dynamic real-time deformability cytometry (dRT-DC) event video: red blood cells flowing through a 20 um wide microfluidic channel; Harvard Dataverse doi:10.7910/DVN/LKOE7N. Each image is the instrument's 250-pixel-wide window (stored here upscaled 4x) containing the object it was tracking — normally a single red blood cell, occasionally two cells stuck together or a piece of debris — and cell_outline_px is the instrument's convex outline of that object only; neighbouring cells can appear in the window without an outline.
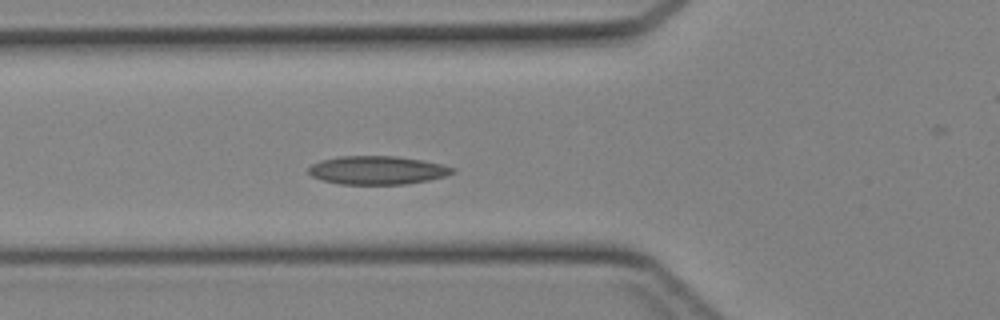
{"species": "Egyptian fruit bat (a non-hibernating species)", "species_latin": "Rousettus aegyptiacus", "temperature_condition": "cold", "stored_images_in_passage": 36, "camera_frame_rate_fps": 3000, "um_per_image_px": 0.085, "animal": {"sex": "female"}, "frame": {"image": 1, "passage_image": 7, "time_ms": 2.0, "image_size_px": [1000, 320], "cell_outline_px": [[456, 172], [444, 176], [428, 180], [404, 184], [340, 184], [324, 180], [312, 176], [308, 172], [308, 168], [312, 164], [320, 160], [340, 156], [396, 156], [420, 160], [440, 164], [456, 168]], "centroid_in_image_um": [32.06, 14.46], "position_along_channel_um": 93.7, "area_um2": 23.7}}
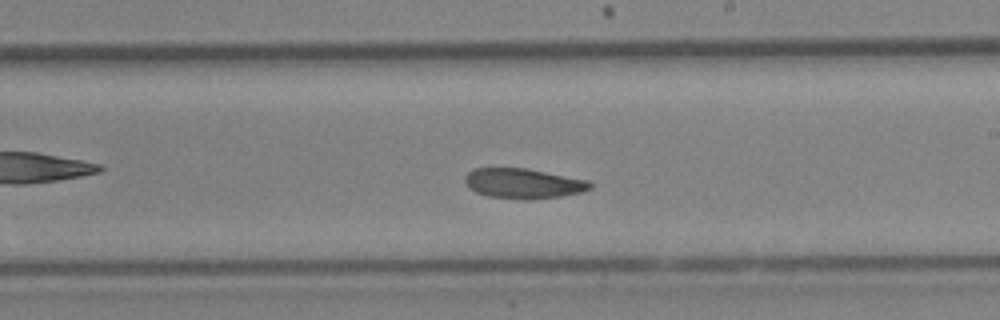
{"frame": {"image": 2, "passage_image": 17, "time_ms": 5.333, "image_size_px": [1000, 320], "cell_outline_px": [[592, 188], [584, 192], [560, 196], [532, 200], [520, 200], [488, 196], [476, 192], [468, 188], [464, 180], [464, 176], [468, 172], [476, 168], [528, 168], [588, 180], [592, 184]], "centroid_in_image_um": [44.48, 15.6], "position_along_channel_um": 244.5, "area_um2": 22.25}}
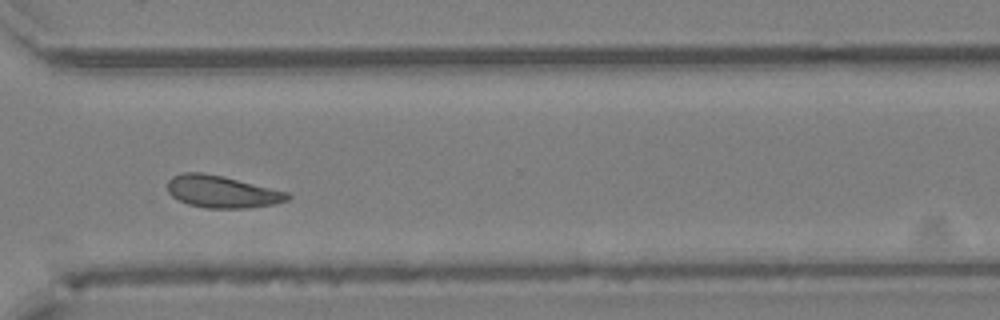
{"frame": {"image": 3, "passage_image": 24, "time_ms": 7.667, "image_size_px": [1000, 320], "cell_outline_px": [[292, 196], [288, 200], [272, 204], [248, 208], [204, 208], [188, 204], [172, 196], [168, 192], [168, 180], [172, 176], [184, 172], [200, 172], [224, 176], [288, 192]], "centroid_in_image_um": [18.86, 16.29], "position_along_channel_um": 351.7, "area_um2": 22.48}}